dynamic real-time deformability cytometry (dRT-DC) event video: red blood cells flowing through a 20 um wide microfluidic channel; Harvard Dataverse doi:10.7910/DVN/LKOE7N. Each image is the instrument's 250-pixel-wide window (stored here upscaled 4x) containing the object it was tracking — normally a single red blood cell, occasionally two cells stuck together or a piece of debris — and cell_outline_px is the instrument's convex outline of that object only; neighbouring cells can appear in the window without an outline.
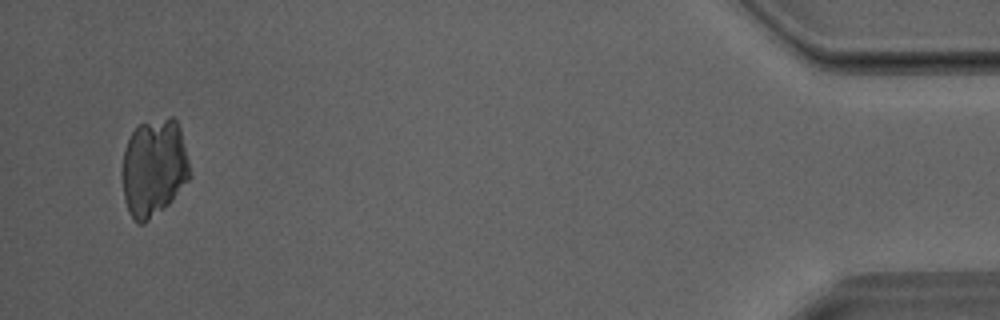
{"species": "Egyptian fruit bat (a non-hibernating species)", "species_latin": "Rousettus aegyptiacus", "temperature_condition": "room temperature", "stored_images_in_passage": 35, "camera_frame_rate_fps": 3000, "um_per_image_px": 0.085, "animal": {"sex": "male"}, "frame": {"image": 1, "passage_image": 34, "time_ms": 11.0, "image_size_px": [1000, 320], "cell_outline_px": [[188, 180], [172, 200], [168, 204], [144, 224], [140, 224], [128, 212], [124, 196], [120, 172], [124, 148], [132, 132], [140, 124], [172, 116], [176, 120], [180, 128], [188, 160]], "centroid_in_image_um": [13.04, 14.26], "position_along_channel_um": 422.2, "area_um2": 38.32}}